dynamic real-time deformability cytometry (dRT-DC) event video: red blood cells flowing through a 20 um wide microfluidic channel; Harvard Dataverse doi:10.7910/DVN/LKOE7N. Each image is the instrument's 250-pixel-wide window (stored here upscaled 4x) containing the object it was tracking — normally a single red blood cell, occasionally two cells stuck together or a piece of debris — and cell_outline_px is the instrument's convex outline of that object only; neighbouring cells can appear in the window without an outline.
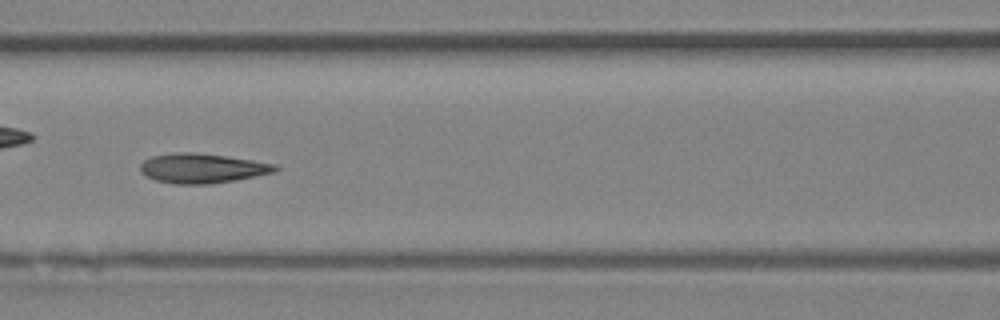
{"species": "Egyptian fruit bat (a non-hibernating species)", "species_latin": "Rousettus aegyptiacus", "temperature_condition": "room temperature", "stored_images_in_passage": 47, "camera_frame_rate_fps": 3000, "um_per_image_px": 0.085, "animal": {"sex": "female"}, "frame": {"image": 1, "passage_image": 20, "time_ms": 6.333, "image_size_px": [1000, 320], "cell_outline_px": [[280, 168], [276, 172], [236, 180], [208, 184], [172, 184], [156, 180], [140, 172], [140, 164], [144, 160], [152, 156], [172, 152], [192, 152], [224, 156], [252, 160], [276, 164]], "centroid_in_image_um": [17.19, 14.3], "position_along_channel_um": 149.4, "area_um2": 23.35}, "authors_computed_cell_mechanics": {"area_um2": 23.12, "velocity_mm_per_s": 4.427, "shape_relaxation_time_tau1_ms": 4.5118, "shape_relaxation_time_tau2_ms": 1.5286, "deformation_change_tau1": 0.171, "deformation_change_tau2": 0.0815}}